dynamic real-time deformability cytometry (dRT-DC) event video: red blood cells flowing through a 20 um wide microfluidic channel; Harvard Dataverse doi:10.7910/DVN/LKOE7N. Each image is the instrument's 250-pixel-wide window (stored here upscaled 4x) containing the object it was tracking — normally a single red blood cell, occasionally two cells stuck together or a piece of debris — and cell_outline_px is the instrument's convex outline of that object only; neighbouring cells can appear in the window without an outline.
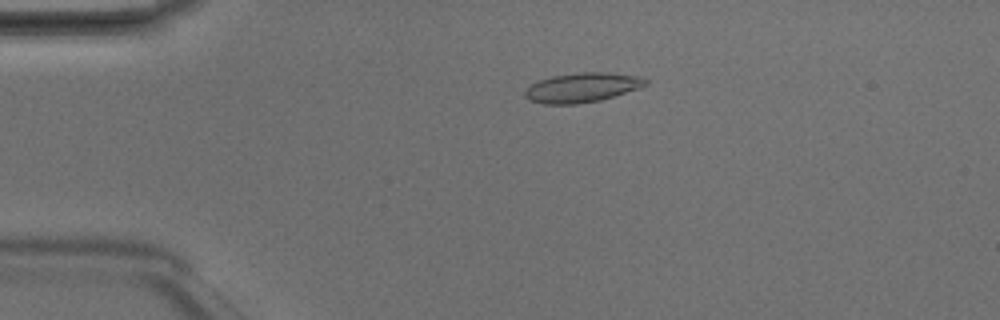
{"species": "Egyptian fruit bat (a non-hibernating species)", "species_latin": "Rousettus aegyptiacus", "temperature_condition": "room temperature", "stored_images_in_passage": 5, "camera_frame_rate_fps": 3000, "um_per_image_px": 0.085, "animal": {"sex": "male"}, "frame": {"image": 1, "passage_image": 4, "time_ms": 1.0, "image_size_px": [1000, 320], "cell_outline_px": [[648, 84], [600, 100], [576, 104], [544, 104], [532, 100], [524, 96], [524, 92], [532, 84], [540, 80], [552, 76], [580, 72], [608, 72], [640, 76], [648, 80]], "centroid_in_image_um": [49.48, 7.43], "position_along_channel_um": 35.5, "area_um2": 20.4}}